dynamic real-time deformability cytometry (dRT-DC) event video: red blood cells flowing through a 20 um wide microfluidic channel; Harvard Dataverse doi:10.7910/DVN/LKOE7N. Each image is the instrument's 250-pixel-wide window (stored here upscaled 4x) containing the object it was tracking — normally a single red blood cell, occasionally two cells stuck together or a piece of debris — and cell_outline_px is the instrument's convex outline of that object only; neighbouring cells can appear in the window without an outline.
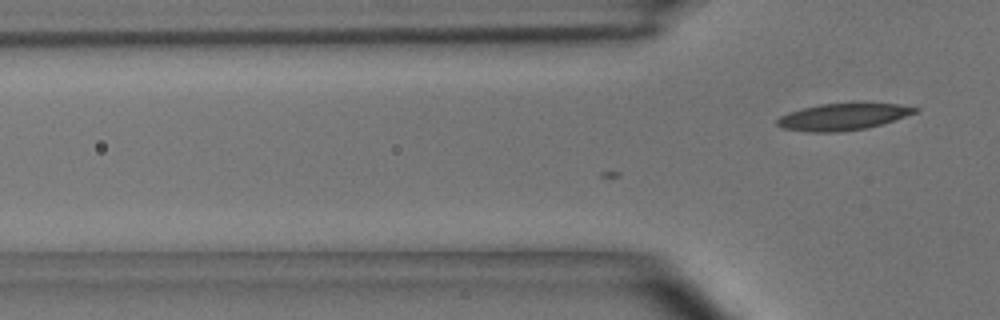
{"species": "common noctule bat (a hibernating species)", "species_latin": "Nyctalus noctula", "temperature_condition": "room temperature", "stored_images_in_passage": 5, "camera_frame_rate_fps": 3000, "um_per_image_px": 0.085, "animal": {"sex": "male", "body_mass_g": 15.6}, "frame": {"image": 1, "passage_image": 5, "time_ms": 1.333, "image_size_px": [1000, 320], "cell_outline_px": [[920, 108], [916, 112], [868, 128], [836, 132], [808, 132], [780, 128], [776, 124], [776, 120], [780, 116], [788, 112], [820, 104], [896, 104]], "centroid_in_image_um": [71.56, 9.94], "position_along_channel_um": 54.2, "area_um2": 21.04}}